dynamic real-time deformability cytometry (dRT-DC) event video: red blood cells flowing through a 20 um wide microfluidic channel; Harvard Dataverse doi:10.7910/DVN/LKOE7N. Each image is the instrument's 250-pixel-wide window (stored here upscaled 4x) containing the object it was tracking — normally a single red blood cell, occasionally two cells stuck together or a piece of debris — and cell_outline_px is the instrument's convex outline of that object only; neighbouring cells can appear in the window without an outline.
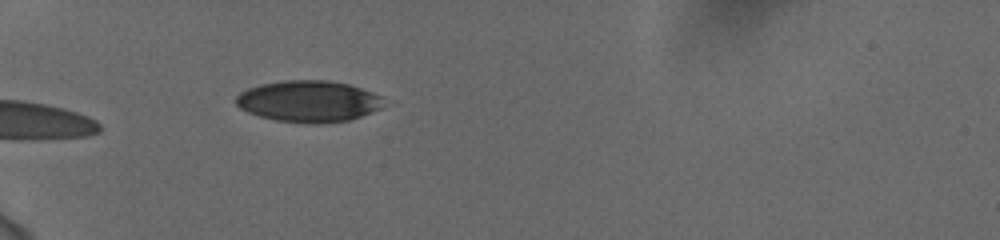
{"species": "human", "species_latin": "Homo sapiens", "temperature_condition": "cold", "stored_images_in_passage": 27, "camera_frame_rate_fps": 3000, "um_per_image_px": 0.085, "donor": {"sex": "female"}, "frame": {"image": 1, "passage_image": 1, "time_ms": 0.0, "image_size_px": [1000, 240], "cell_outline_px": [[380, 108], [360, 116], [348, 120], [320, 124], [304, 124], [276, 120], [260, 116], [248, 112], [240, 108], [236, 104], [236, 96], [240, 92], [248, 88], [260, 84], [284, 80], [328, 80], [348, 84], [372, 92], [380, 96]], "centroid_in_image_um": [26.17, 8.61], "position_along_channel_um": 58.8, "area_um2": 35.49}}
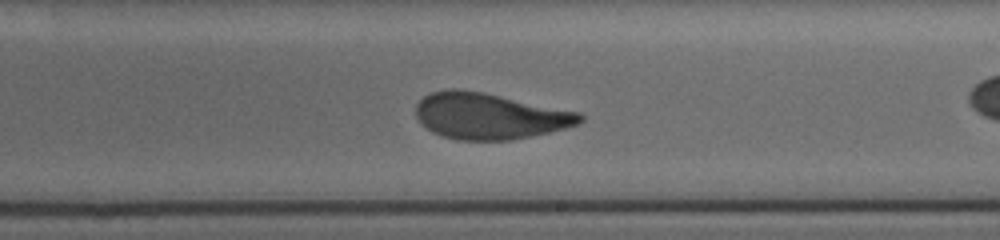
{"frame": {"image": 2, "passage_image": 14, "time_ms": 4.333, "image_size_px": [1000, 240], "cell_outline_px": [[584, 120], [576, 124], [564, 128], [548, 132], [512, 140], [456, 140], [440, 136], [432, 132], [420, 124], [416, 116], [416, 104], [424, 96], [432, 92], [452, 88], [456, 88], [484, 92], [580, 112], [584, 116]], "centroid_in_image_um": [41.57, 9.86], "position_along_channel_um": 247.4, "area_um2": 44.27}}
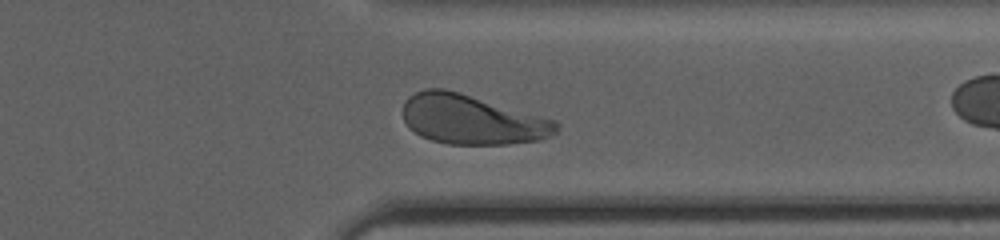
{"frame": {"image": 3, "passage_image": 24, "time_ms": 7.667, "image_size_px": [1000, 240], "cell_outline_px": [[560, 124], [556, 132], [540, 140], [508, 144], [448, 144], [432, 140], [420, 136], [404, 120], [404, 100], [408, 96], [424, 88], [444, 88], [460, 92], [556, 120]], "centroid_in_image_um": [40.12, 10.15], "position_along_channel_um": 371.3, "area_um2": 44.22}}